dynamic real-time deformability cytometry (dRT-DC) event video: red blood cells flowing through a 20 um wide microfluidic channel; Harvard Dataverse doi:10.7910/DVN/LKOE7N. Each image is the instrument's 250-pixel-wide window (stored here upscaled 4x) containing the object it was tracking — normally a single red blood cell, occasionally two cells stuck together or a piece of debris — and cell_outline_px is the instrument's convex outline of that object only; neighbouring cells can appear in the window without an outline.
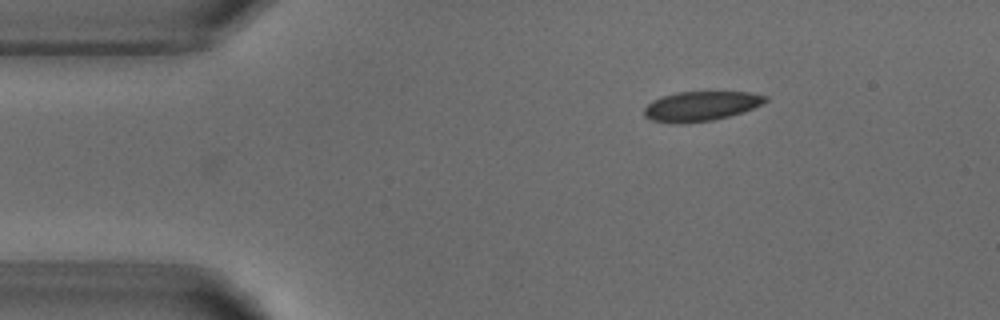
{"species": "common noctule bat (a hibernating species)", "species_latin": "Nyctalus noctula", "temperature_condition": "warm", "stored_images_in_passage": 5, "camera_frame_rate_fps": 3000, "um_per_image_px": 0.085, "animal": {"sex": "male", "body_mass_g": 18.8}, "frame": {"image": 1, "passage_image": 5, "time_ms": 4.667, "image_size_px": [1000, 320], "cell_outline_px": [[768, 100], [764, 104], [728, 116], [712, 120], [680, 124], [676, 124], [652, 120], [644, 116], [644, 108], [652, 100], [676, 92], [748, 92], [768, 96]], "centroid_in_image_um": [59.57, 9.02], "position_along_channel_um": 25.4, "area_um2": 20.87}}